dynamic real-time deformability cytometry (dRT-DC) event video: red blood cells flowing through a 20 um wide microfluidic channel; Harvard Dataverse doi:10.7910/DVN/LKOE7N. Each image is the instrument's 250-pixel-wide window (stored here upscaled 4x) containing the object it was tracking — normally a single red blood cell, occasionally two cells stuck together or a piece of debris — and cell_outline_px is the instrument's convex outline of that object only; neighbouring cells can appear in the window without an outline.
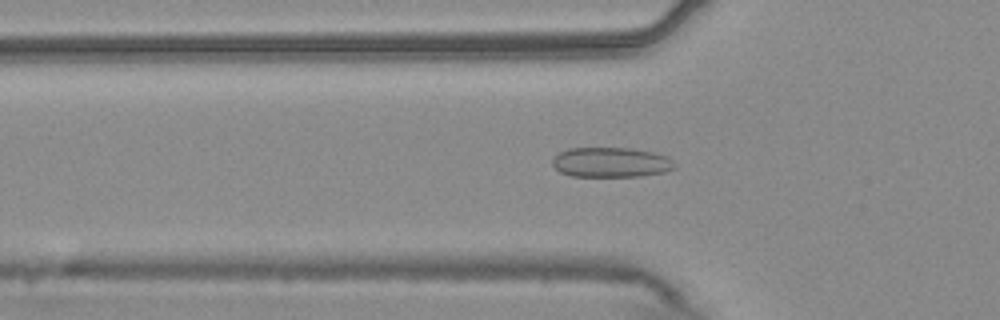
{"species": "common noctule bat (a hibernating species)", "species_latin": "Nyctalus noctula", "temperature_condition": "warm", "stored_images_in_passage": 46, "camera_frame_rate_fps": 3000, "um_per_image_px": 0.085, "animal": {"sex": "male", "body_mass_g": 20.4}, "frame": {"image": 1, "passage_image": 10, "time_ms": 3.0, "image_size_px": [1000, 320], "cell_outline_px": [[676, 168], [664, 172], [640, 176], [572, 176], [560, 172], [552, 164], [552, 160], [560, 152], [568, 148], [632, 148], [652, 152], [668, 156], [676, 164]], "centroid_in_image_um": [51.96, 13.79], "position_along_channel_um": 73.8, "area_um2": 21.33}}
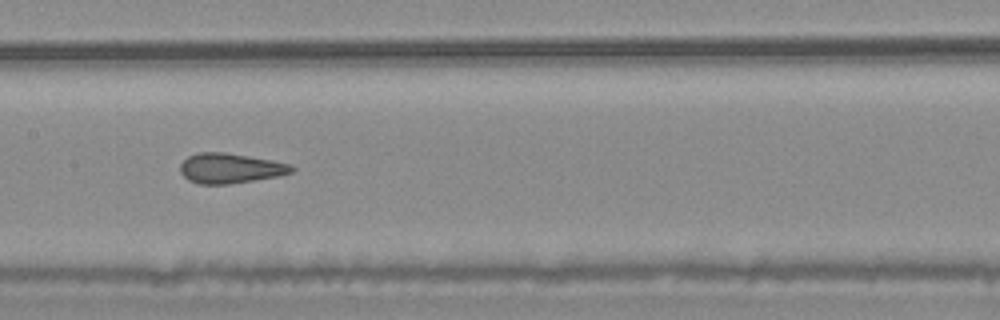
{"frame": {"image": 2, "passage_image": 19, "time_ms": 6.0, "image_size_px": [1000, 320], "cell_outline_px": [[296, 168], [292, 172], [280, 176], [228, 184], [200, 184], [188, 180], [180, 172], [180, 164], [188, 156], [196, 152], [224, 152], [272, 160], [292, 164]], "centroid_in_image_um": [19.58, 14.3], "position_along_channel_um": 187.8, "area_um2": 19.59}}
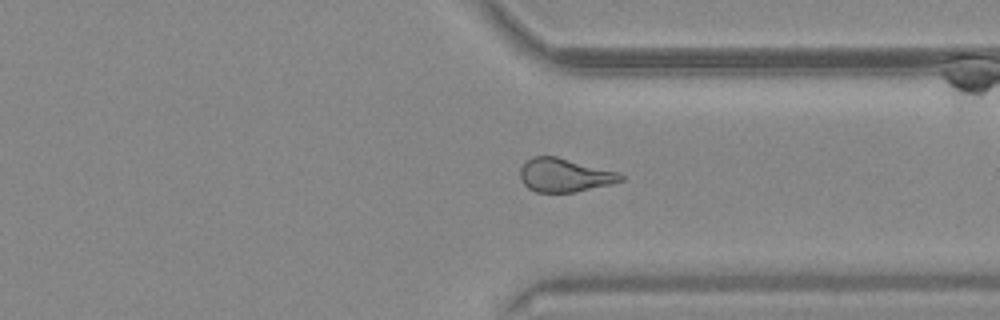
{"frame": {"image": 3, "passage_image": 33, "time_ms": 10.667, "image_size_px": [1000, 320], "cell_outline_px": [[624, 180], [576, 192], [536, 192], [528, 188], [524, 184], [520, 176], [520, 168], [532, 156], [556, 156], [620, 172], [624, 176]], "centroid_in_image_um": [47.99, 14.88], "position_along_channel_um": 363.4, "area_um2": 19.59}, "authors_computed_cell_mechanics": {"area_um2": 20.3167, "velocity_mm_per_s": 3.7639, "shape_relaxation_time_tau1_ms": null, "shape_relaxation_time_tau2_ms": 1.317, "deformation_change_tau1": null, "deformation_change_tau2": 0.0865}}